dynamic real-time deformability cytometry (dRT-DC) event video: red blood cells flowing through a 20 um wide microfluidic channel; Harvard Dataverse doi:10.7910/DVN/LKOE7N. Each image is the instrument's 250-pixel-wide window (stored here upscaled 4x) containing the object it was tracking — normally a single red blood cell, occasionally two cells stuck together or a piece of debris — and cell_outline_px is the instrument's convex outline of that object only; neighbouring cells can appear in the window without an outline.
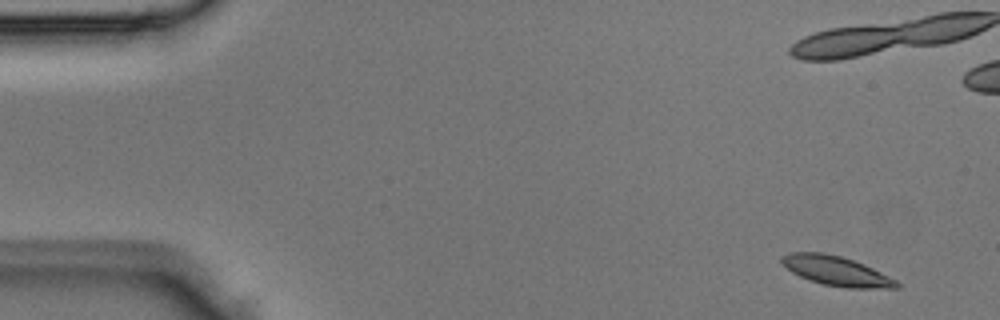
{"species": "Egyptian fruit bat (a non-hibernating species)", "species_latin": "Rousettus aegyptiacus", "temperature_condition": "room temperature", "stored_images_in_passage": 3, "camera_frame_rate_fps": 3000, "um_per_image_px": 0.085, "animal": {"sex": "male"}, "frame": {"image": 1, "passage_image": 1, "time_ms": 0.0, "image_size_px": [1000, 320], "cell_outline_px": [[900, 288], [844, 288], [824, 284], [808, 280], [792, 272], [780, 260], [780, 256], [788, 252], [824, 252], [840, 256], [864, 264], [896, 280], [900, 284]], "centroid_in_image_um": [71.07, 23.03], "position_along_channel_um": 13.9, "area_um2": 19.71}}